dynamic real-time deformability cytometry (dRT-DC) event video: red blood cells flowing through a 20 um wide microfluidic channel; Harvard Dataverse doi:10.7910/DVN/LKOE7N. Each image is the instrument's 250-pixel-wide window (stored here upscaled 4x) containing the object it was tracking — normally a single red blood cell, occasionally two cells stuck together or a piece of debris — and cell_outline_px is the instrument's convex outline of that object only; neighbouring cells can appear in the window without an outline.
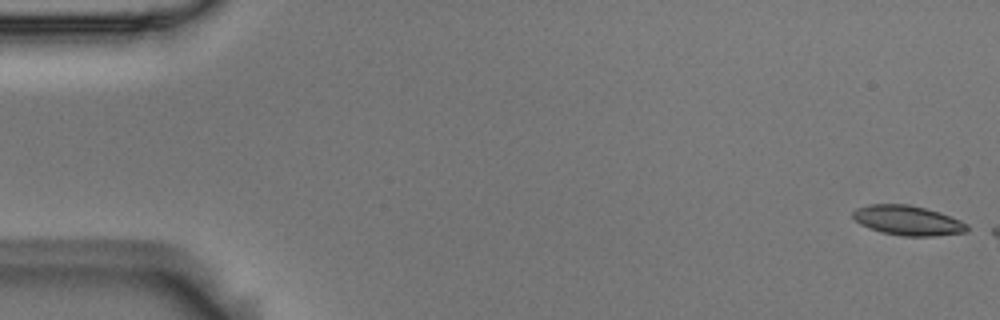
{"species": "Egyptian fruit bat (a non-hibernating species)", "species_latin": "Rousettus aegyptiacus", "temperature_condition": "room temperature", "stored_images_in_passage": 4, "camera_frame_rate_fps": 3000, "um_per_image_px": 0.085, "animal": {"sex": "male"}, "frame": {"image": 1, "passage_image": 1, "time_ms": 0.0, "image_size_px": [1000, 320], "cell_outline_px": [[968, 232], [936, 236], [904, 236], [880, 232], [868, 228], [860, 224], [852, 216], [852, 212], [856, 208], [872, 204], [908, 204], [940, 212], [960, 220], [968, 224]], "centroid_in_image_um": [77.17, 18.74], "position_along_channel_um": 7.8, "area_um2": 19.88}}